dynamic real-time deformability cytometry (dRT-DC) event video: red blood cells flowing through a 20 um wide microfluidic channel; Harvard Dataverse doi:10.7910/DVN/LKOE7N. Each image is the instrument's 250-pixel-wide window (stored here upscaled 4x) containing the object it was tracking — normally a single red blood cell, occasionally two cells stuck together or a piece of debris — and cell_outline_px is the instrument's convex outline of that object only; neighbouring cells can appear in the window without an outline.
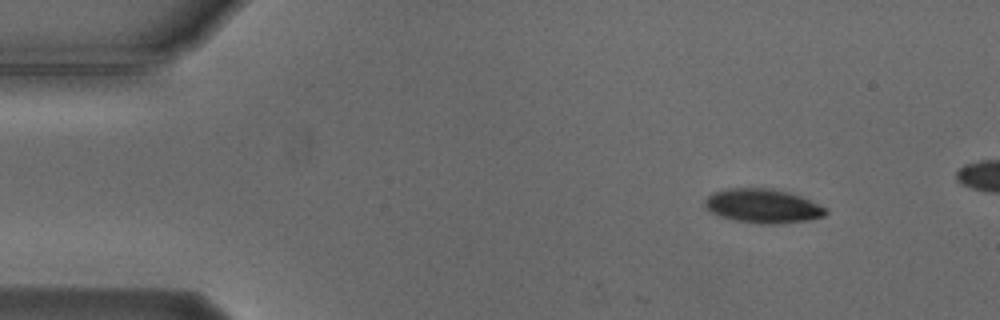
{"species": "Egyptian fruit bat (a non-hibernating species)", "species_latin": "Rousettus aegyptiacus", "temperature_condition": "cold", "stored_images_in_passage": 4, "camera_frame_rate_fps": 3000, "um_per_image_px": 0.085, "animal": {"sex": "male"}, "frame": {"image": 1, "passage_image": 1, "time_ms": 0.0, "image_size_px": [1000, 320], "cell_outline_px": [[828, 212], [824, 216], [808, 220], [776, 224], [760, 224], [736, 220], [720, 216], [708, 212], [704, 204], [704, 200], [712, 192], [724, 188], [772, 188], [788, 192], [800, 196], [828, 208]], "centroid_in_image_um": [64.82, 17.5], "position_along_channel_um": 20.2, "area_um2": 24.22}}